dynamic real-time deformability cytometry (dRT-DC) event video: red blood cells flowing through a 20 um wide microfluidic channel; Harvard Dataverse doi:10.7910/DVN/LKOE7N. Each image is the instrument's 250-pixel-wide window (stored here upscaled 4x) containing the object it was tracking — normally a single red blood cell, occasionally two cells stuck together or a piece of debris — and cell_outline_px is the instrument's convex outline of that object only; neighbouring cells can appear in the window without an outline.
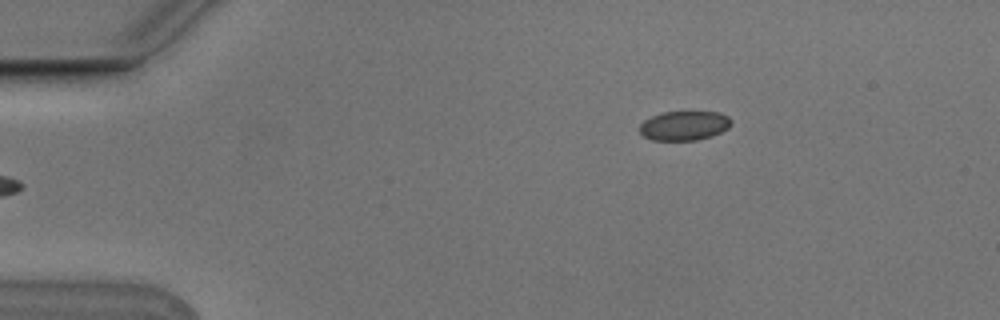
{"species": "Egyptian fruit bat (a non-hibernating species)", "species_latin": "Rousettus aegyptiacus", "temperature_condition": "cold", "stored_images_in_passage": 5, "camera_frame_rate_fps": 3000, "um_per_image_px": 0.085, "animal": {"sex": "male"}, "frame": {"image": 1, "passage_image": 5, "time_ms": 1.333, "image_size_px": [1000, 320], "cell_outline_px": [[732, 124], [728, 128], [712, 136], [696, 140], [652, 140], [644, 136], [640, 132], [640, 124], [644, 120], [652, 116], [664, 112], [720, 112], [728, 116], [732, 120]], "centroid_in_image_um": [58.18, 10.68], "position_along_channel_um": 26.8, "area_um2": 15.66}}